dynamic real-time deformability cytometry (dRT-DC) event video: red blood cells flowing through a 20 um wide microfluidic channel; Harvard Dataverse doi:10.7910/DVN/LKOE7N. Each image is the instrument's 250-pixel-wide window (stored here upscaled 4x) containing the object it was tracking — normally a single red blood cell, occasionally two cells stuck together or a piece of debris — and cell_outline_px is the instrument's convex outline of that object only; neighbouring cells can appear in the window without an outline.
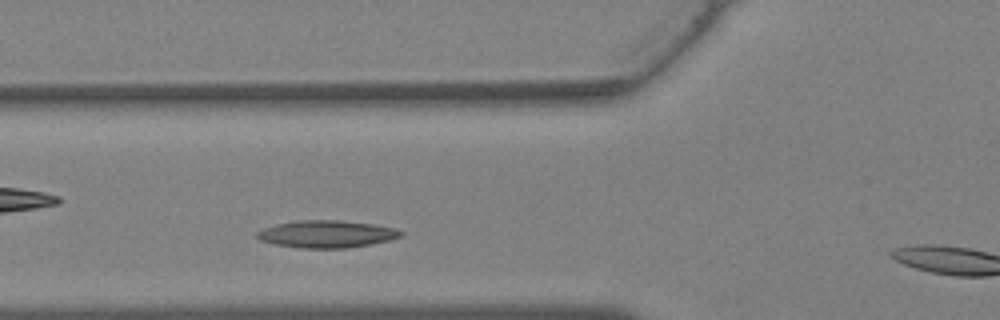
{"species": "Egyptian fruit bat (a non-hibernating species)", "species_latin": "Rousettus aegyptiacus", "temperature_condition": "warm", "stored_images_in_passage": 24, "camera_frame_rate_fps": 3000, "um_per_image_px": 0.085, "animal": {"sex": "female"}, "frame": {"image": 1, "passage_image": 4, "time_ms": 1.0, "image_size_px": [1000, 320], "cell_outline_px": [[404, 236], [388, 240], [348, 248], [300, 248], [276, 244], [260, 240], [256, 236], [256, 232], [264, 228], [276, 224], [296, 220], [340, 220], [372, 224], [396, 228], [404, 232]], "centroid_in_image_um": [27.77, 19.89], "position_along_channel_um": 98.0, "area_um2": 22.83}}
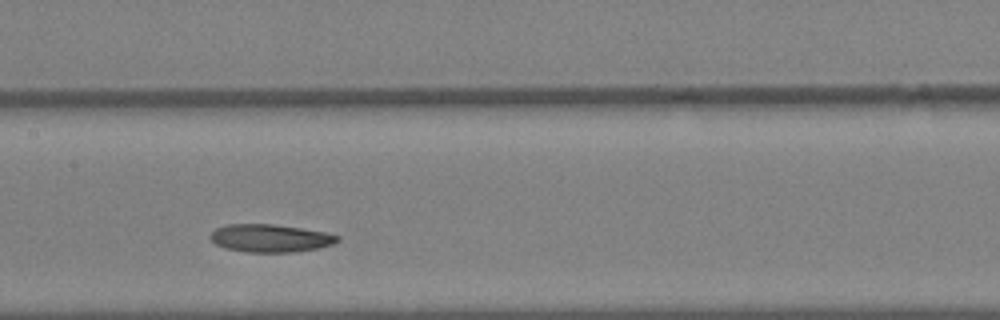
{"frame": {"image": 2, "passage_image": 9, "time_ms": 2.667, "image_size_px": [1000, 320], "cell_outline_px": [[340, 240], [332, 244], [320, 248], [296, 252], [248, 252], [224, 248], [216, 244], [208, 236], [216, 228], [228, 224], [272, 224], [328, 232], [340, 236]], "centroid_in_image_um": [23.0, 20.25], "position_along_channel_um": 184.4, "area_um2": 20.75}}
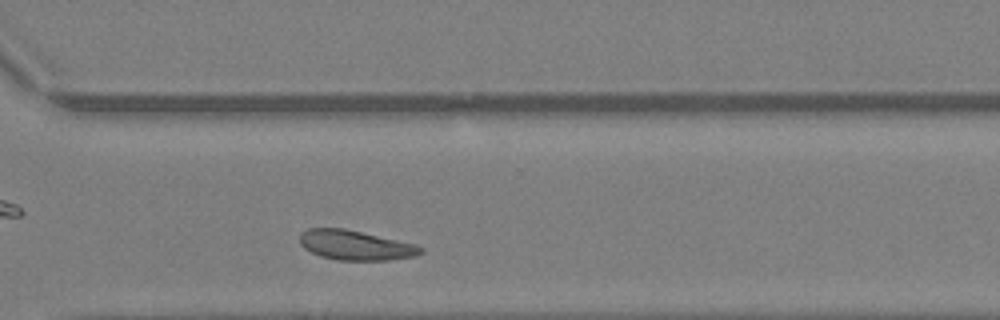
{"frame": {"image": 3, "passage_image": 18, "time_ms": 5.667, "image_size_px": [1000, 320], "cell_outline_px": [[424, 252], [416, 256], [388, 260], [336, 260], [320, 256], [304, 248], [300, 244], [300, 232], [308, 228], [344, 228], [396, 240], [412, 244], [424, 248]], "centroid_in_image_um": [30.18, 20.85], "position_along_channel_um": 340.4, "area_um2": 20.81}}